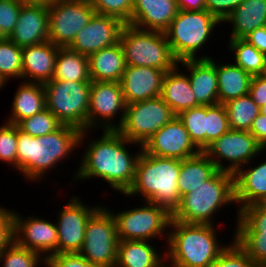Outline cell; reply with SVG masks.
Returning a JSON list of instances; mask_svg holds the SVG:
<instances>
[{
  "label": "cell",
  "instance_id": "obj_1",
  "mask_svg": "<svg viewBox=\"0 0 266 267\" xmlns=\"http://www.w3.org/2000/svg\"><path fill=\"white\" fill-rule=\"evenodd\" d=\"M89 132L93 133L94 130L80 133L79 147L85 143L86 147L83 149L80 163H77L79 165L74 176H71L72 181L77 184L78 181L81 183L96 177L103 180L102 183H107L109 188H112L110 190L125 194L135 179L136 164L143 150L142 145L129 141L117 130H102V136L89 141ZM130 145L136 146L138 152L130 153L127 149L133 148Z\"/></svg>",
  "mask_w": 266,
  "mask_h": 267
},
{
  "label": "cell",
  "instance_id": "obj_2",
  "mask_svg": "<svg viewBox=\"0 0 266 267\" xmlns=\"http://www.w3.org/2000/svg\"><path fill=\"white\" fill-rule=\"evenodd\" d=\"M81 131L70 125H62L53 133L33 137L17 126V172L26 182H40L58 164L73 156L79 148ZM72 154V155H71ZM70 156V157H69ZM68 157V158H67ZM63 161V162H62Z\"/></svg>",
  "mask_w": 266,
  "mask_h": 267
},
{
  "label": "cell",
  "instance_id": "obj_3",
  "mask_svg": "<svg viewBox=\"0 0 266 267\" xmlns=\"http://www.w3.org/2000/svg\"><path fill=\"white\" fill-rule=\"evenodd\" d=\"M218 228L209 224H187L171 220L166 243L168 267H211L229 245L221 243ZM220 242V243H219Z\"/></svg>",
  "mask_w": 266,
  "mask_h": 267
},
{
  "label": "cell",
  "instance_id": "obj_4",
  "mask_svg": "<svg viewBox=\"0 0 266 267\" xmlns=\"http://www.w3.org/2000/svg\"><path fill=\"white\" fill-rule=\"evenodd\" d=\"M180 160L152 156L143 150L138 158L135 179L124 197L141 196L148 201L166 208L171 214L179 206L178 191Z\"/></svg>",
  "mask_w": 266,
  "mask_h": 267
},
{
  "label": "cell",
  "instance_id": "obj_5",
  "mask_svg": "<svg viewBox=\"0 0 266 267\" xmlns=\"http://www.w3.org/2000/svg\"><path fill=\"white\" fill-rule=\"evenodd\" d=\"M234 203V174L218 170L202 185L181 197L171 220L187 224L215 225L217 213L221 214L224 207L236 205Z\"/></svg>",
  "mask_w": 266,
  "mask_h": 267
},
{
  "label": "cell",
  "instance_id": "obj_6",
  "mask_svg": "<svg viewBox=\"0 0 266 267\" xmlns=\"http://www.w3.org/2000/svg\"><path fill=\"white\" fill-rule=\"evenodd\" d=\"M222 23L207 10H178L169 28L164 32L171 50L178 61L187 59H210L199 55L209 39L213 38L215 28ZM213 33V34H212Z\"/></svg>",
  "mask_w": 266,
  "mask_h": 267
},
{
  "label": "cell",
  "instance_id": "obj_7",
  "mask_svg": "<svg viewBox=\"0 0 266 267\" xmlns=\"http://www.w3.org/2000/svg\"><path fill=\"white\" fill-rule=\"evenodd\" d=\"M119 43L123 49L126 66L151 67L168 72L179 63L164 32L142 30L125 24Z\"/></svg>",
  "mask_w": 266,
  "mask_h": 267
},
{
  "label": "cell",
  "instance_id": "obj_8",
  "mask_svg": "<svg viewBox=\"0 0 266 267\" xmlns=\"http://www.w3.org/2000/svg\"><path fill=\"white\" fill-rule=\"evenodd\" d=\"M91 82L50 80L44 83L46 108L63 125L88 130Z\"/></svg>",
  "mask_w": 266,
  "mask_h": 267
},
{
  "label": "cell",
  "instance_id": "obj_9",
  "mask_svg": "<svg viewBox=\"0 0 266 267\" xmlns=\"http://www.w3.org/2000/svg\"><path fill=\"white\" fill-rule=\"evenodd\" d=\"M141 204L118 212L107 207L115 217L118 240L153 241L161 238L166 244L172 214L155 203L142 201Z\"/></svg>",
  "mask_w": 266,
  "mask_h": 267
},
{
  "label": "cell",
  "instance_id": "obj_10",
  "mask_svg": "<svg viewBox=\"0 0 266 267\" xmlns=\"http://www.w3.org/2000/svg\"><path fill=\"white\" fill-rule=\"evenodd\" d=\"M84 243L79 253L97 267H115L117 261V225L114 215L102 206L89 218Z\"/></svg>",
  "mask_w": 266,
  "mask_h": 267
},
{
  "label": "cell",
  "instance_id": "obj_11",
  "mask_svg": "<svg viewBox=\"0 0 266 267\" xmlns=\"http://www.w3.org/2000/svg\"><path fill=\"white\" fill-rule=\"evenodd\" d=\"M176 114L159 96L126 105L125 118L117 131L131 142L144 145L161 127Z\"/></svg>",
  "mask_w": 266,
  "mask_h": 267
},
{
  "label": "cell",
  "instance_id": "obj_12",
  "mask_svg": "<svg viewBox=\"0 0 266 267\" xmlns=\"http://www.w3.org/2000/svg\"><path fill=\"white\" fill-rule=\"evenodd\" d=\"M203 152L214 162L218 170L232 174L253 160L256 164V159L264 156V148L249 131L234 129L214 140Z\"/></svg>",
  "mask_w": 266,
  "mask_h": 267
},
{
  "label": "cell",
  "instance_id": "obj_13",
  "mask_svg": "<svg viewBox=\"0 0 266 267\" xmlns=\"http://www.w3.org/2000/svg\"><path fill=\"white\" fill-rule=\"evenodd\" d=\"M125 110L120 82L91 81L88 130H117L124 121Z\"/></svg>",
  "mask_w": 266,
  "mask_h": 267
},
{
  "label": "cell",
  "instance_id": "obj_14",
  "mask_svg": "<svg viewBox=\"0 0 266 267\" xmlns=\"http://www.w3.org/2000/svg\"><path fill=\"white\" fill-rule=\"evenodd\" d=\"M48 41L58 47H68L75 35L95 14L91 3L48 1Z\"/></svg>",
  "mask_w": 266,
  "mask_h": 267
},
{
  "label": "cell",
  "instance_id": "obj_15",
  "mask_svg": "<svg viewBox=\"0 0 266 267\" xmlns=\"http://www.w3.org/2000/svg\"><path fill=\"white\" fill-rule=\"evenodd\" d=\"M61 207L55 220L58 234L57 254L79 253L84 243L86 224L89 218L102 206L87 205L78 195H72Z\"/></svg>",
  "mask_w": 266,
  "mask_h": 267
},
{
  "label": "cell",
  "instance_id": "obj_16",
  "mask_svg": "<svg viewBox=\"0 0 266 267\" xmlns=\"http://www.w3.org/2000/svg\"><path fill=\"white\" fill-rule=\"evenodd\" d=\"M13 212V241L23 248L40 254L44 259L57 254L58 234L54 221Z\"/></svg>",
  "mask_w": 266,
  "mask_h": 267
},
{
  "label": "cell",
  "instance_id": "obj_17",
  "mask_svg": "<svg viewBox=\"0 0 266 267\" xmlns=\"http://www.w3.org/2000/svg\"><path fill=\"white\" fill-rule=\"evenodd\" d=\"M142 147L149 155L178 160L201 152L177 115L153 134Z\"/></svg>",
  "mask_w": 266,
  "mask_h": 267
},
{
  "label": "cell",
  "instance_id": "obj_18",
  "mask_svg": "<svg viewBox=\"0 0 266 267\" xmlns=\"http://www.w3.org/2000/svg\"><path fill=\"white\" fill-rule=\"evenodd\" d=\"M124 25L116 17L95 13L89 23L75 35L68 48L89 57L96 51L119 43Z\"/></svg>",
  "mask_w": 266,
  "mask_h": 267
},
{
  "label": "cell",
  "instance_id": "obj_19",
  "mask_svg": "<svg viewBox=\"0 0 266 267\" xmlns=\"http://www.w3.org/2000/svg\"><path fill=\"white\" fill-rule=\"evenodd\" d=\"M49 8L47 1L26 0L9 39L17 46L38 45L48 41Z\"/></svg>",
  "mask_w": 266,
  "mask_h": 267
},
{
  "label": "cell",
  "instance_id": "obj_20",
  "mask_svg": "<svg viewBox=\"0 0 266 267\" xmlns=\"http://www.w3.org/2000/svg\"><path fill=\"white\" fill-rule=\"evenodd\" d=\"M164 70L143 66H126L120 84L126 105L161 95Z\"/></svg>",
  "mask_w": 266,
  "mask_h": 267
},
{
  "label": "cell",
  "instance_id": "obj_21",
  "mask_svg": "<svg viewBox=\"0 0 266 267\" xmlns=\"http://www.w3.org/2000/svg\"><path fill=\"white\" fill-rule=\"evenodd\" d=\"M178 65L186 69L183 70L189 77L192 91L200 105L218 104L216 59H187L179 61Z\"/></svg>",
  "mask_w": 266,
  "mask_h": 267
},
{
  "label": "cell",
  "instance_id": "obj_22",
  "mask_svg": "<svg viewBox=\"0 0 266 267\" xmlns=\"http://www.w3.org/2000/svg\"><path fill=\"white\" fill-rule=\"evenodd\" d=\"M178 12L176 0H133L131 26L165 32Z\"/></svg>",
  "mask_w": 266,
  "mask_h": 267
},
{
  "label": "cell",
  "instance_id": "obj_23",
  "mask_svg": "<svg viewBox=\"0 0 266 267\" xmlns=\"http://www.w3.org/2000/svg\"><path fill=\"white\" fill-rule=\"evenodd\" d=\"M251 163L253 165L250 162L234 174L235 204H238L235 219L242 208L266 199V159L253 167Z\"/></svg>",
  "mask_w": 266,
  "mask_h": 267
},
{
  "label": "cell",
  "instance_id": "obj_24",
  "mask_svg": "<svg viewBox=\"0 0 266 267\" xmlns=\"http://www.w3.org/2000/svg\"><path fill=\"white\" fill-rule=\"evenodd\" d=\"M58 49L50 41L22 47L23 81L44 84L52 80Z\"/></svg>",
  "mask_w": 266,
  "mask_h": 267
},
{
  "label": "cell",
  "instance_id": "obj_25",
  "mask_svg": "<svg viewBox=\"0 0 266 267\" xmlns=\"http://www.w3.org/2000/svg\"><path fill=\"white\" fill-rule=\"evenodd\" d=\"M154 241L119 240L115 267H162L166 253L157 250Z\"/></svg>",
  "mask_w": 266,
  "mask_h": 267
},
{
  "label": "cell",
  "instance_id": "obj_26",
  "mask_svg": "<svg viewBox=\"0 0 266 267\" xmlns=\"http://www.w3.org/2000/svg\"><path fill=\"white\" fill-rule=\"evenodd\" d=\"M160 97L176 115L200 105L196 101L187 73L179 65L165 73Z\"/></svg>",
  "mask_w": 266,
  "mask_h": 267
},
{
  "label": "cell",
  "instance_id": "obj_27",
  "mask_svg": "<svg viewBox=\"0 0 266 267\" xmlns=\"http://www.w3.org/2000/svg\"><path fill=\"white\" fill-rule=\"evenodd\" d=\"M224 23L232 26L229 40L244 39L253 30L266 26V0H244Z\"/></svg>",
  "mask_w": 266,
  "mask_h": 267
},
{
  "label": "cell",
  "instance_id": "obj_28",
  "mask_svg": "<svg viewBox=\"0 0 266 267\" xmlns=\"http://www.w3.org/2000/svg\"><path fill=\"white\" fill-rule=\"evenodd\" d=\"M88 60L91 81H121L126 63L120 43L96 51Z\"/></svg>",
  "mask_w": 266,
  "mask_h": 267
},
{
  "label": "cell",
  "instance_id": "obj_29",
  "mask_svg": "<svg viewBox=\"0 0 266 267\" xmlns=\"http://www.w3.org/2000/svg\"><path fill=\"white\" fill-rule=\"evenodd\" d=\"M14 93L11 114L5 121L17 125L21 120L31 117L46 108L43 83L21 81Z\"/></svg>",
  "mask_w": 266,
  "mask_h": 267
},
{
  "label": "cell",
  "instance_id": "obj_30",
  "mask_svg": "<svg viewBox=\"0 0 266 267\" xmlns=\"http://www.w3.org/2000/svg\"><path fill=\"white\" fill-rule=\"evenodd\" d=\"M218 171L214 162L201 151L195 156L180 160L178 191L180 197L202 185Z\"/></svg>",
  "mask_w": 266,
  "mask_h": 267
},
{
  "label": "cell",
  "instance_id": "obj_31",
  "mask_svg": "<svg viewBox=\"0 0 266 267\" xmlns=\"http://www.w3.org/2000/svg\"><path fill=\"white\" fill-rule=\"evenodd\" d=\"M218 104L249 93L252 76L234 63H217Z\"/></svg>",
  "mask_w": 266,
  "mask_h": 267
},
{
  "label": "cell",
  "instance_id": "obj_32",
  "mask_svg": "<svg viewBox=\"0 0 266 267\" xmlns=\"http://www.w3.org/2000/svg\"><path fill=\"white\" fill-rule=\"evenodd\" d=\"M52 80L91 82L88 56L59 47Z\"/></svg>",
  "mask_w": 266,
  "mask_h": 267
},
{
  "label": "cell",
  "instance_id": "obj_33",
  "mask_svg": "<svg viewBox=\"0 0 266 267\" xmlns=\"http://www.w3.org/2000/svg\"><path fill=\"white\" fill-rule=\"evenodd\" d=\"M228 50L235 65L251 76L266 74V55L244 39L228 40ZM234 57V59H233Z\"/></svg>",
  "mask_w": 266,
  "mask_h": 267
},
{
  "label": "cell",
  "instance_id": "obj_34",
  "mask_svg": "<svg viewBox=\"0 0 266 267\" xmlns=\"http://www.w3.org/2000/svg\"><path fill=\"white\" fill-rule=\"evenodd\" d=\"M230 129L249 131L253 120L260 113V107L249 94L231 99L224 104Z\"/></svg>",
  "mask_w": 266,
  "mask_h": 267
},
{
  "label": "cell",
  "instance_id": "obj_35",
  "mask_svg": "<svg viewBox=\"0 0 266 267\" xmlns=\"http://www.w3.org/2000/svg\"><path fill=\"white\" fill-rule=\"evenodd\" d=\"M22 47L9 38H0V83L4 86L11 79L23 81Z\"/></svg>",
  "mask_w": 266,
  "mask_h": 267
},
{
  "label": "cell",
  "instance_id": "obj_36",
  "mask_svg": "<svg viewBox=\"0 0 266 267\" xmlns=\"http://www.w3.org/2000/svg\"><path fill=\"white\" fill-rule=\"evenodd\" d=\"M191 140L201 150L206 148L207 106L199 105L180 112L178 115Z\"/></svg>",
  "mask_w": 266,
  "mask_h": 267
},
{
  "label": "cell",
  "instance_id": "obj_37",
  "mask_svg": "<svg viewBox=\"0 0 266 267\" xmlns=\"http://www.w3.org/2000/svg\"><path fill=\"white\" fill-rule=\"evenodd\" d=\"M63 124L47 108L21 120L17 126L20 131L33 137H41L53 133Z\"/></svg>",
  "mask_w": 266,
  "mask_h": 267
},
{
  "label": "cell",
  "instance_id": "obj_38",
  "mask_svg": "<svg viewBox=\"0 0 266 267\" xmlns=\"http://www.w3.org/2000/svg\"><path fill=\"white\" fill-rule=\"evenodd\" d=\"M1 267H39L45 266V259L38 253L18 246L12 241L0 253Z\"/></svg>",
  "mask_w": 266,
  "mask_h": 267
},
{
  "label": "cell",
  "instance_id": "obj_39",
  "mask_svg": "<svg viewBox=\"0 0 266 267\" xmlns=\"http://www.w3.org/2000/svg\"><path fill=\"white\" fill-rule=\"evenodd\" d=\"M234 232L266 233V207L255 203L242 208L235 221Z\"/></svg>",
  "mask_w": 266,
  "mask_h": 267
},
{
  "label": "cell",
  "instance_id": "obj_40",
  "mask_svg": "<svg viewBox=\"0 0 266 267\" xmlns=\"http://www.w3.org/2000/svg\"><path fill=\"white\" fill-rule=\"evenodd\" d=\"M232 234L258 267L266 264V233L234 232Z\"/></svg>",
  "mask_w": 266,
  "mask_h": 267
},
{
  "label": "cell",
  "instance_id": "obj_41",
  "mask_svg": "<svg viewBox=\"0 0 266 267\" xmlns=\"http://www.w3.org/2000/svg\"><path fill=\"white\" fill-rule=\"evenodd\" d=\"M230 130L224 104L207 106L206 147Z\"/></svg>",
  "mask_w": 266,
  "mask_h": 267
},
{
  "label": "cell",
  "instance_id": "obj_42",
  "mask_svg": "<svg viewBox=\"0 0 266 267\" xmlns=\"http://www.w3.org/2000/svg\"><path fill=\"white\" fill-rule=\"evenodd\" d=\"M211 267H258L247 252L236 242L234 236Z\"/></svg>",
  "mask_w": 266,
  "mask_h": 267
},
{
  "label": "cell",
  "instance_id": "obj_43",
  "mask_svg": "<svg viewBox=\"0 0 266 267\" xmlns=\"http://www.w3.org/2000/svg\"><path fill=\"white\" fill-rule=\"evenodd\" d=\"M3 123L0 126V161L17 171V125Z\"/></svg>",
  "mask_w": 266,
  "mask_h": 267
},
{
  "label": "cell",
  "instance_id": "obj_44",
  "mask_svg": "<svg viewBox=\"0 0 266 267\" xmlns=\"http://www.w3.org/2000/svg\"><path fill=\"white\" fill-rule=\"evenodd\" d=\"M96 14L113 16L125 24H130L133 0H92Z\"/></svg>",
  "mask_w": 266,
  "mask_h": 267
},
{
  "label": "cell",
  "instance_id": "obj_45",
  "mask_svg": "<svg viewBox=\"0 0 266 267\" xmlns=\"http://www.w3.org/2000/svg\"><path fill=\"white\" fill-rule=\"evenodd\" d=\"M26 0H0V38H9L18 22L22 4Z\"/></svg>",
  "mask_w": 266,
  "mask_h": 267
},
{
  "label": "cell",
  "instance_id": "obj_46",
  "mask_svg": "<svg viewBox=\"0 0 266 267\" xmlns=\"http://www.w3.org/2000/svg\"><path fill=\"white\" fill-rule=\"evenodd\" d=\"M45 267H97L91 265L80 253H60L45 259Z\"/></svg>",
  "mask_w": 266,
  "mask_h": 267
},
{
  "label": "cell",
  "instance_id": "obj_47",
  "mask_svg": "<svg viewBox=\"0 0 266 267\" xmlns=\"http://www.w3.org/2000/svg\"><path fill=\"white\" fill-rule=\"evenodd\" d=\"M244 0H205V10L211 13L221 23Z\"/></svg>",
  "mask_w": 266,
  "mask_h": 267
},
{
  "label": "cell",
  "instance_id": "obj_48",
  "mask_svg": "<svg viewBox=\"0 0 266 267\" xmlns=\"http://www.w3.org/2000/svg\"><path fill=\"white\" fill-rule=\"evenodd\" d=\"M0 205V253L13 241V208Z\"/></svg>",
  "mask_w": 266,
  "mask_h": 267
},
{
  "label": "cell",
  "instance_id": "obj_49",
  "mask_svg": "<svg viewBox=\"0 0 266 267\" xmlns=\"http://www.w3.org/2000/svg\"><path fill=\"white\" fill-rule=\"evenodd\" d=\"M248 94L259 107L266 104V74L252 76Z\"/></svg>",
  "mask_w": 266,
  "mask_h": 267
},
{
  "label": "cell",
  "instance_id": "obj_50",
  "mask_svg": "<svg viewBox=\"0 0 266 267\" xmlns=\"http://www.w3.org/2000/svg\"><path fill=\"white\" fill-rule=\"evenodd\" d=\"M249 132L256 138L257 142L263 147H266V116L259 113L253 120Z\"/></svg>",
  "mask_w": 266,
  "mask_h": 267
},
{
  "label": "cell",
  "instance_id": "obj_51",
  "mask_svg": "<svg viewBox=\"0 0 266 267\" xmlns=\"http://www.w3.org/2000/svg\"><path fill=\"white\" fill-rule=\"evenodd\" d=\"M244 40L266 55V26L253 30Z\"/></svg>",
  "mask_w": 266,
  "mask_h": 267
},
{
  "label": "cell",
  "instance_id": "obj_52",
  "mask_svg": "<svg viewBox=\"0 0 266 267\" xmlns=\"http://www.w3.org/2000/svg\"><path fill=\"white\" fill-rule=\"evenodd\" d=\"M178 10L203 11L205 0H176Z\"/></svg>",
  "mask_w": 266,
  "mask_h": 267
},
{
  "label": "cell",
  "instance_id": "obj_53",
  "mask_svg": "<svg viewBox=\"0 0 266 267\" xmlns=\"http://www.w3.org/2000/svg\"><path fill=\"white\" fill-rule=\"evenodd\" d=\"M57 1H63V2H85V3H91L92 0H57Z\"/></svg>",
  "mask_w": 266,
  "mask_h": 267
},
{
  "label": "cell",
  "instance_id": "obj_54",
  "mask_svg": "<svg viewBox=\"0 0 266 267\" xmlns=\"http://www.w3.org/2000/svg\"><path fill=\"white\" fill-rule=\"evenodd\" d=\"M260 113L266 116V104L260 107Z\"/></svg>",
  "mask_w": 266,
  "mask_h": 267
},
{
  "label": "cell",
  "instance_id": "obj_55",
  "mask_svg": "<svg viewBox=\"0 0 266 267\" xmlns=\"http://www.w3.org/2000/svg\"><path fill=\"white\" fill-rule=\"evenodd\" d=\"M266 207V199L261 202Z\"/></svg>",
  "mask_w": 266,
  "mask_h": 267
},
{
  "label": "cell",
  "instance_id": "obj_56",
  "mask_svg": "<svg viewBox=\"0 0 266 267\" xmlns=\"http://www.w3.org/2000/svg\"><path fill=\"white\" fill-rule=\"evenodd\" d=\"M32 1H47V2H48V1H50V0H32Z\"/></svg>",
  "mask_w": 266,
  "mask_h": 267
},
{
  "label": "cell",
  "instance_id": "obj_57",
  "mask_svg": "<svg viewBox=\"0 0 266 267\" xmlns=\"http://www.w3.org/2000/svg\"><path fill=\"white\" fill-rule=\"evenodd\" d=\"M2 88H4V86L0 83V90H2Z\"/></svg>",
  "mask_w": 266,
  "mask_h": 267
}]
</instances>
